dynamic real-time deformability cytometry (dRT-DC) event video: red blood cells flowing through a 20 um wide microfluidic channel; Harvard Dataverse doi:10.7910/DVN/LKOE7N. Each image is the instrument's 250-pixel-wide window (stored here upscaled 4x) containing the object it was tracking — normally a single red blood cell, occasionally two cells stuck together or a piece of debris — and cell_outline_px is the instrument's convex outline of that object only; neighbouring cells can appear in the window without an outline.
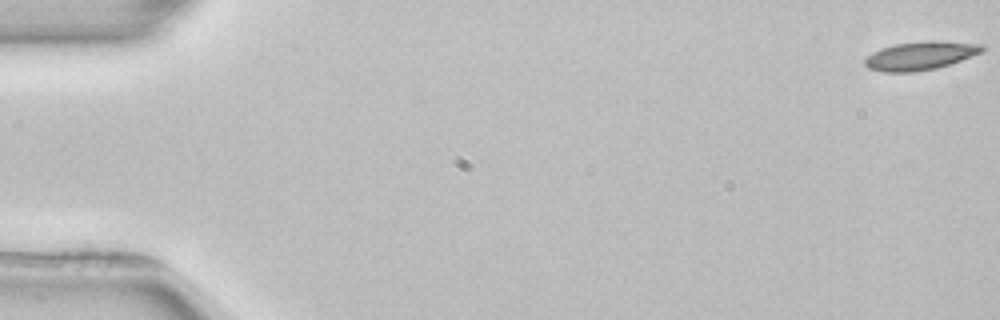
{"species": "common noctule bat (a hibernating species)", "species_latin": "Nyctalus noctula", "temperature_condition": "room temperature", "stored_images_in_passage": 53, "camera_frame_rate_fps": 3000, "um_per_image_px": 0.085, "animal": {"sex": "female", "body_mass_g": 22.7, "forearm_length_mm": 54.2}, "frame": {"image": 1, "passage_image": 1, "time_ms": 0.0, "image_size_px": [1000, 320], "cell_outline_px": [[984, 48], [980, 52], [960, 60], [936, 68], [916, 72], [884, 72], [868, 68], [864, 64], [864, 60], [872, 52], [880, 48], [896, 44], [984, 44]], "centroid_in_image_um": [78.09, 4.81], "position_along_channel_um": 6.9, "area_um2": 17.98}}
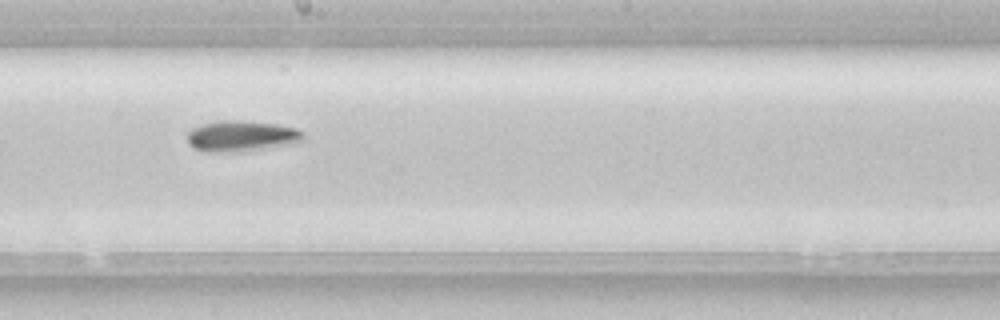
{"frame": {"image": 2, "passage_image": 30, "time_ms": 9.667, "image_size_px": [1000, 320], "cell_outline_px": [[304, 140], [292, 144], [240, 152], [204, 152], [192, 148], [188, 144], [188, 132], [192, 128], [200, 124], [216, 120], [232, 120], [276, 124], [296, 128], [304, 132]], "centroid_in_image_um": [20.49, 11.57], "position_along_channel_um": 227.7, "area_um2": 21.15}}
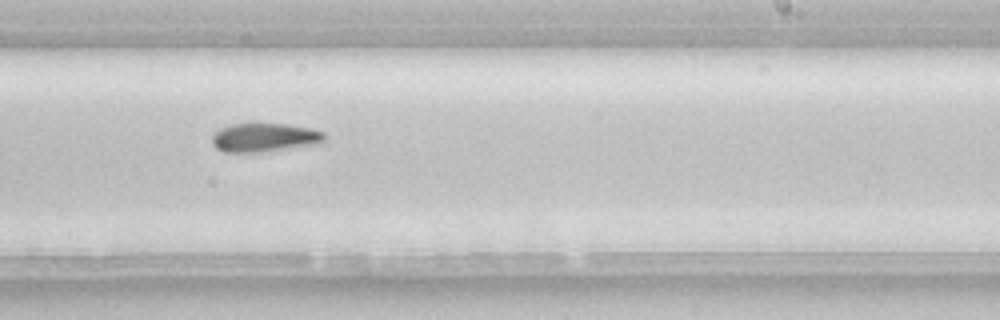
{"frame": {"image": 3, "passage_image": 33, "time_ms": 10.667, "image_size_px": [1000, 320], "cell_outline_px": [[328, 136], [324, 144], [260, 152], [224, 152], [216, 148], [212, 144], [212, 136], [220, 128], [232, 124], [288, 124], [312, 128], [324, 132]], "centroid_in_image_um": [22.58, 11.7], "position_along_channel_um": 266.4, "area_um2": 19.19}, "authors_computed_cell_mechanics": {"area_um2": 19.2474, "velocity_mm_per_s": 3.9126, "shape_relaxation_time_tau1_ms": 2.9523, "shape_relaxation_time_tau2_ms": null, "deformation_change_tau1": 0.1018, "deformation_change_tau2": null}}